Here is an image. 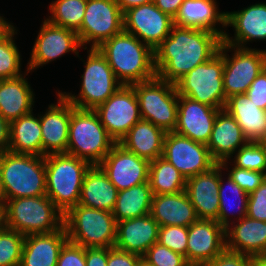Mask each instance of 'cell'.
Here are the masks:
<instances>
[{
    "label": "cell",
    "mask_w": 266,
    "mask_h": 266,
    "mask_svg": "<svg viewBox=\"0 0 266 266\" xmlns=\"http://www.w3.org/2000/svg\"><path fill=\"white\" fill-rule=\"evenodd\" d=\"M251 266H266V255L261 257H254Z\"/></svg>",
    "instance_id": "obj_55"
},
{
    "label": "cell",
    "mask_w": 266,
    "mask_h": 266,
    "mask_svg": "<svg viewBox=\"0 0 266 266\" xmlns=\"http://www.w3.org/2000/svg\"><path fill=\"white\" fill-rule=\"evenodd\" d=\"M6 226L23 236L48 234L64 226V214L47 196L8 199Z\"/></svg>",
    "instance_id": "obj_7"
},
{
    "label": "cell",
    "mask_w": 266,
    "mask_h": 266,
    "mask_svg": "<svg viewBox=\"0 0 266 266\" xmlns=\"http://www.w3.org/2000/svg\"><path fill=\"white\" fill-rule=\"evenodd\" d=\"M68 241L84 248L115 246L117 222L112 212L80 204L64 215Z\"/></svg>",
    "instance_id": "obj_8"
},
{
    "label": "cell",
    "mask_w": 266,
    "mask_h": 266,
    "mask_svg": "<svg viewBox=\"0 0 266 266\" xmlns=\"http://www.w3.org/2000/svg\"><path fill=\"white\" fill-rule=\"evenodd\" d=\"M87 50L84 71L81 74L78 94L57 89L75 108L94 110L104 103L120 87L121 83L109 66L105 56L98 48H82Z\"/></svg>",
    "instance_id": "obj_5"
},
{
    "label": "cell",
    "mask_w": 266,
    "mask_h": 266,
    "mask_svg": "<svg viewBox=\"0 0 266 266\" xmlns=\"http://www.w3.org/2000/svg\"><path fill=\"white\" fill-rule=\"evenodd\" d=\"M220 164L223 170L228 172L226 174L248 194L255 191L266 179V173L232 167L228 160L222 161Z\"/></svg>",
    "instance_id": "obj_42"
},
{
    "label": "cell",
    "mask_w": 266,
    "mask_h": 266,
    "mask_svg": "<svg viewBox=\"0 0 266 266\" xmlns=\"http://www.w3.org/2000/svg\"><path fill=\"white\" fill-rule=\"evenodd\" d=\"M174 19L163 13L154 2L123 12V30L136 36L153 51L170 34Z\"/></svg>",
    "instance_id": "obj_16"
},
{
    "label": "cell",
    "mask_w": 266,
    "mask_h": 266,
    "mask_svg": "<svg viewBox=\"0 0 266 266\" xmlns=\"http://www.w3.org/2000/svg\"><path fill=\"white\" fill-rule=\"evenodd\" d=\"M0 201H3V185H2V178H1V170H0Z\"/></svg>",
    "instance_id": "obj_58"
},
{
    "label": "cell",
    "mask_w": 266,
    "mask_h": 266,
    "mask_svg": "<svg viewBox=\"0 0 266 266\" xmlns=\"http://www.w3.org/2000/svg\"><path fill=\"white\" fill-rule=\"evenodd\" d=\"M233 155L228 159L232 166L266 173V157L259 142L249 141Z\"/></svg>",
    "instance_id": "obj_39"
},
{
    "label": "cell",
    "mask_w": 266,
    "mask_h": 266,
    "mask_svg": "<svg viewBox=\"0 0 266 266\" xmlns=\"http://www.w3.org/2000/svg\"><path fill=\"white\" fill-rule=\"evenodd\" d=\"M31 49L26 67L32 74L40 66L42 68L56 59L60 60L70 52L80 58L82 46L76 31L56 26L44 18Z\"/></svg>",
    "instance_id": "obj_13"
},
{
    "label": "cell",
    "mask_w": 266,
    "mask_h": 266,
    "mask_svg": "<svg viewBox=\"0 0 266 266\" xmlns=\"http://www.w3.org/2000/svg\"><path fill=\"white\" fill-rule=\"evenodd\" d=\"M264 50L238 48L224 43L223 89L226 100L233 95L246 93L263 70Z\"/></svg>",
    "instance_id": "obj_12"
},
{
    "label": "cell",
    "mask_w": 266,
    "mask_h": 266,
    "mask_svg": "<svg viewBox=\"0 0 266 266\" xmlns=\"http://www.w3.org/2000/svg\"><path fill=\"white\" fill-rule=\"evenodd\" d=\"M151 216L161 226L189 227L199 218L185 191L177 194L153 195Z\"/></svg>",
    "instance_id": "obj_29"
},
{
    "label": "cell",
    "mask_w": 266,
    "mask_h": 266,
    "mask_svg": "<svg viewBox=\"0 0 266 266\" xmlns=\"http://www.w3.org/2000/svg\"><path fill=\"white\" fill-rule=\"evenodd\" d=\"M222 42L223 38L215 32L174 24L170 34L154 50L156 76L175 84L216 55Z\"/></svg>",
    "instance_id": "obj_1"
},
{
    "label": "cell",
    "mask_w": 266,
    "mask_h": 266,
    "mask_svg": "<svg viewBox=\"0 0 266 266\" xmlns=\"http://www.w3.org/2000/svg\"><path fill=\"white\" fill-rule=\"evenodd\" d=\"M141 256L118 248H108L107 266H136Z\"/></svg>",
    "instance_id": "obj_48"
},
{
    "label": "cell",
    "mask_w": 266,
    "mask_h": 266,
    "mask_svg": "<svg viewBox=\"0 0 266 266\" xmlns=\"http://www.w3.org/2000/svg\"><path fill=\"white\" fill-rule=\"evenodd\" d=\"M225 249V228L217 221L198 219L188 227L187 262L191 266H205Z\"/></svg>",
    "instance_id": "obj_19"
},
{
    "label": "cell",
    "mask_w": 266,
    "mask_h": 266,
    "mask_svg": "<svg viewBox=\"0 0 266 266\" xmlns=\"http://www.w3.org/2000/svg\"><path fill=\"white\" fill-rule=\"evenodd\" d=\"M184 1L185 0H153L156 7L173 19L177 16Z\"/></svg>",
    "instance_id": "obj_50"
},
{
    "label": "cell",
    "mask_w": 266,
    "mask_h": 266,
    "mask_svg": "<svg viewBox=\"0 0 266 266\" xmlns=\"http://www.w3.org/2000/svg\"><path fill=\"white\" fill-rule=\"evenodd\" d=\"M224 43L219 52L207 62L196 66L176 83L178 95L201 104L224 109L226 96L223 89Z\"/></svg>",
    "instance_id": "obj_9"
},
{
    "label": "cell",
    "mask_w": 266,
    "mask_h": 266,
    "mask_svg": "<svg viewBox=\"0 0 266 266\" xmlns=\"http://www.w3.org/2000/svg\"><path fill=\"white\" fill-rule=\"evenodd\" d=\"M149 164L148 160L116 143L98 166L120 191L148 182Z\"/></svg>",
    "instance_id": "obj_17"
},
{
    "label": "cell",
    "mask_w": 266,
    "mask_h": 266,
    "mask_svg": "<svg viewBox=\"0 0 266 266\" xmlns=\"http://www.w3.org/2000/svg\"><path fill=\"white\" fill-rule=\"evenodd\" d=\"M136 266H153V265L148 263L145 259L141 257Z\"/></svg>",
    "instance_id": "obj_56"
},
{
    "label": "cell",
    "mask_w": 266,
    "mask_h": 266,
    "mask_svg": "<svg viewBox=\"0 0 266 266\" xmlns=\"http://www.w3.org/2000/svg\"><path fill=\"white\" fill-rule=\"evenodd\" d=\"M3 15L4 14H0V41L7 37L16 28V26H14V23H12L11 21L9 22V20L6 19Z\"/></svg>",
    "instance_id": "obj_52"
},
{
    "label": "cell",
    "mask_w": 266,
    "mask_h": 266,
    "mask_svg": "<svg viewBox=\"0 0 266 266\" xmlns=\"http://www.w3.org/2000/svg\"><path fill=\"white\" fill-rule=\"evenodd\" d=\"M224 109L237 121L249 141L266 137V111L254 104L245 93L227 98Z\"/></svg>",
    "instance_id": "obj_32"
},
{
    "label": "cell",
    "mask_w": 266,
    "mask_h": 266,
    "mask_svg": "<svg viewBox=\"0 0 266 266\" xmlns=\"http://www.w3.org/2000/svg\"><path fill=\"white\" fill-rule=\"evenodd\" d=\"M122 31L123 12L116 0H87L84 19L77 31L82 48H98Z\"/></svg>",
    "instance_id": "obj_11"
},
{
    "label": "cell",
    "mask_w": 266,
    "mask_h": 266,
    "mask_svg": "<svg viewBox=\"0 0 266 266\" xmlns=\"http://www.w3.org/2000/svg\"><path fill=\"white\" fill-rule=\"evenodd\" d=\"M0 170L4 202L46 195L45 157L7 151L0 154Z\"/></svg>",
    "instance_id": "obj_4"
},
{
    "label": "cell",
    "mask_w": 266,
    "mask_h": 266,
    "mask_svg": "<svg viewBox=\"0 0 266 266\" xmlns=\"http://www.w3.org/2000/svg\"><path fill=\"white\" fill-rule=\"evenodd\" d=\"M218 4L217 0H185L174 24L212 31L223 38L226 31V11H220Z\"/></svg>",
    "instance_id": "obj_25"
},
{
    "label": "cell",
    "mask_w": 266,
    "mask_h": 266,
    "mask_svg": "<svg viewBox=\"0 0 266 266\" xmlns=\"http://www.w3.org/2000/svg\"><path fill=\"white\" fill-rule=\"evenodd\" d=\"M142 258L153 266H191L185 256L162 246L158 242L152 245Z\"/></svg>",
    "instance_id": "obj_43"
},
{
    "label": "cell",
    "mask_w": 266,
    "mask_h": 266,
    "mask_svg": "<svg viewBox=\"0 0 266 266\" xmlns=\"http://www.w3.org/2000/svg\"><path fill=\"white\" fill-rule=\"evenodd\" d=\"M148 182L153 195L185 191L186 178L162 156L149 164Z\"/></svg>",
    "instance_id": "obj_36"
},
{
    "label": "cell",
    "mask_w": 266,
    "mask_h": 266,
    "mask_svg": "<svg viewBox=\"0 0 266 266\" xmlns=\"http://www.w3.org/2000/svg\"><path fill=\"white\" fill-rule=\"evenodd\" d=\"M224 173L223 167L219 164V213L217 222L226 228L231 223L247 216L249 194L236 184L228 174ZM227 192L232 195V200L228 197Z\"/></svg>",
    "instance_id": "obj_33"
},
{
    "label": "cell",
    "mask_w": 266,
    "mask_h": 266,
    "mask_svg": "<svg viewBox=\"0 0 266 266\" xmlns=\"http://www.w3.org/2000/svg\"><path fill=\"white\" fill-rule=\"evenodd\" d=\"M245 94L256 106L266 111V73L264 70L250 84Z\"/></svg>",
    "instance_id": "obj_47"
},
{
    "label": "cell",
    "mask_w": 266,
    "mask_h": 266,
    "mask_svg": "<svg viewBox=\"0 0 266 266\" xmlns=\"http://www.w3.org/2000/svg\"><path fill=\"white\" fill-rule=\"evenodd\" d=\"M17 28L0 41V80L20 77L27 71V68L21 71L22 53L15 40L19 32Z\"/></svg>",
    "instance_id": "obj_38"
},
{
    "label": "cell",
    "mask_w": 266,
    "mask_h": 266,
    "mask_svg": "<svg viewBox=\"0 0 266 266\" xmlns=\"http://www.w3.org/2000/svg\"><path fill=\"white\" fill-rule=\"evenodd\" d=\"M91 166L67 153L45 156L46 195L64 215L79 203L83 179Z\"/></svg>",
    "instance_id": "obj_3"
},
{
    "label": "cell",
    "mask_w": 266,
    "mask_h": 266,
    "mask_svg": "<svg viewBox=\"0 0 266 266\" xmlns=\"http://www.w3.org/2000/svg\"><path fill=\"white\" fill-rule=\"evenodd\" d=\"M108 248H85L86 266H107Z\"/></svg>",
    "instance_id": "obj_49"
},
{
    "label": "cell",
    "mask_w": 266,
    "mask_h": 266,
    "mask_svg": "<svg viewBox=\"0 0 266 266\" xmlns=\"http://www.w3.org/2000/svg\"><path fill=\"white\" fill-rule=\"evenodd\" d=\"M57 266H86L85 248L67 241L60 250Z\"/></svg>",
    "instance_id": "obj_45"
},
{
    "label": "cell",
    "mask_w": 266,
    "mask_h": 266,
    "mask_svg": "<svg viewBox=\"0 0 266 266\" xmlns=\"http://www.w3.org/2000/svg\"><path fill=\"white\" fill-rule=\"evenodd\" d=\"M226 249L252 258L266 255V221L248 216L225 228Z\"/></svg>",
    "instance_id": "obj_23"
},
{
    "label": "cell",
    "mask_w": 266,
    "mask_h": 266,
    "mask_svg": "<svg viewBox=\"0 0 266 266\" xmlns=\"http://www.w3.org/2000/svg\"><path fill=\"white\" fill-rule=\"evenodd\" d=\"M6 227V205L4 201H0V231Z\"/></svg>",
    "instance_id": "obj_54"
},
{
    "label": "cell",
    "mask_w": 266,
    "mask_h": 266,
    "mask_svg": "<svg viewBox=\"0 0 266 266\" xmlns=\"http://www.w3.org/2000/svg\"><path fill=\"white\" fill-rule=\"evenodd\" d=\"M115 144L94 110L72 105L67 154L98 165Z\"/></svg>",
    "instance_id": "obj_6"
},
{
    "label": "cell",
    "mask_w": 266,
    "mask_h": 266,
    "mask_svg": "<svg viewBox=\"0 0 266 266\" xmlns=\"http://www.w3.org/2000/svg\"><path fill=\"white\" fill-rule=\"evenodd\" d=\"M260 143V145L262 146L263 150H264V153H265V157H266V137L260 139L258 141Z\"/></svg>",
    "instance_id": "obj_57"
},
{
    "label": "cell",
    "mask_w": 266,
    "mask_h": 266,
    "mask_svg": "<svg viewBox=\"0 0 266 266\" xmlns=\"http://www.w3.org/2000/svg\"><path fill=\"white\" fill-rule=\"evenodd\" d=\"M165 135L163 129L141 119L119 141V144L138 157L151 162L163 155Z\"/></svg>",
    "instance_id": "obj_30"
},
{
    "label": "cell",
    "mask_w": 266,
    "mask_h": 266,
    "mask_svg": "<svg viewBox=\"0 0 266 266\" xmlns=\"http://www.w3.org/2000/svg\"><path fill=\"white\" fill-rule=\"evenodd\" d=\"M118 190L98 165L86 172L81 188L80 205L113 212Z\"/></svg>",
    "instance_id": "obj_31"
},
{
    "label": "cell",
    "mask_w": 266,
    "mask_h": 266,
    "mask_svg": "<svg viewBox=\"0 0 266 266\" xmlns=\"http://www.w3.org/2000/svg\"><path fill=\"white\" fill-rule=\"evenodd\" d=\"M247 216L266 221V179L248 197Z\"/></svg>",
    "instance_id": "obj_44"
},
{
    "label": "cell",
    "mask_w": 266,
    "mask_h": 266,
    "mask_svg": "<svg viewBox=\"0 0 266 266\" xmlns=\"http://www.w3.org/2000/svg\"><path fill=\"white\" fill-rule=\"evenodd\" d=\"M98 50L105 56L122 85L145 82L156 77L154 51L124 30L104 41Z\"/></svg>",
    "instance_id": "obj_2"
},
{
    "label": "cell",
    "mask_w": 266,
    "mask_h": 266,
    "mask_svg": "<svg viewBox=\"0 0 266 266\" xmlns=\"http://www.w3.org/2000/svg\"><path fill=\"white\" fill-rule=\"evenodd\" d=\"M122 12L138 7L140 5L148 4L153 2V0H116Z\"/></svg>",
    "instance_id": "obj_53"
},
{
    "label": "cell",
    "mask_w": 266,
    "mask_h": 266,
    "mask_svg": "<svg viewBox=\"0 0 266 266\" xmlns=\"http://www.w3.org/2000/svg\"><path fill=\"white\" fill-rule=\"evenodd\" d=\"M24 238L7 227L0 231V266H19Z\"/></svg>",
    "instance_id": "obj_40"
},
{
    "label": "cell",
    "mask_w": 266,
    "mask_h": 266,
    "mask_svg": "<svg viewBox=\"0 0 266 266\" xmlns=\"http://www.w3.org/2000/svg\"><path fill=\"white\" fill-rule=\"evenodd\" d=\"M229 26L234 31L233 36L227 31ZM258 41H266L265 1L243 7L241 10L226 11V31L223 43L238 48H252L250 43Z\"/></svg>",
    "instance_id": "obj_18"
},
{
    "label": "cell",
    "mask_w": 266,
    "mask_h": 266,
    "mask_svg": "<svg viewBox=\"0 0 266 266\" xmlns=\"http://www.w3.org/2000/svg\"><path fill=\"white\" fill-rule=\"evenodd\" d=\"M94 111L116 143L141 120L139 103L132 85L121 87Z\"/></svg>",
    "instance_id": "obj_14"
},
{
    "label": "cell",
    "mask_w": 266,
    "mask_h": 266,
    "mask_svg": "<svg viewBox=\"0 0 266 266\" xmlns=\"http://www.w3.org/2000/svg\"><path fill=\"white\" fill-rule=\"evenodd\" d=\"M152 199L149 182L118 191L112 212L116 222L150 214Z\"/></svg>",
    "instance_id": "obj_35"
},
{
    "label": "cell",
    "mask_w": 266,
    "mask_h": 266,
    "mask_svg": "<svg viewBox=\"0 0 266 266\" xmlns=\"http://www.w3.org/2000/svg\"><path fill=\"white\" fill-rule=\"evenodd\" d=\"M249 140L237 121L225 109L218 111L211 137L207 143L212 159L220 164L228 160Z\"/></svg>",
    "instance_id": "obj_26"
},
{
    "label": "cell",
    "mask_w": 266,
    "mask_h": 266,
    "mask_svg": "<svg viewBox=\"0 0 266 266\" xmlns=\"http://www.w3.org/2000/svg\"><path fill=\"white\" fill-rule=\"evenodd\" d=\"M252 257L225 249L205 266H251Z\"/></svg>",
    "instance_id": "obj_46"
},
{
    "label": "cell",
    "mask_w": 266,
    "mask_h": 266,
    "mask_svg": "<svg viewBox=\"0 0 266 266\" xmlns=\"http://www.w3.org/2000/svg\"><path fill=\"white\" fill-rule=\"evenodd\" d=\"M56 95L57 102L39 113L43 157L67 152L72 104L57 90Z\"/></svg>",
    "instance_id": "obj_20"
},
{
    "label": "cell",
    "mask_w": 266,
    "mask_h": 266,
    "mask_svg": "<svg viewBox=\"0 0 266 266\" xmlns=\"http://www.w3.org/2000/svg\"><path fill=\"white\" fill-rule=\"evenodd\" d=\"M67 241L65 226L52 233L25 236L19 266H57L60 250Z\"/></svg>",
    "instance_id": "obj_28"
},
{
    "label": "cell",
    "mask_w": 266,
    "mask_h": 266,
    "mask_svg": "<svg viewBox=\"0 0 266 266\" xmlns=\"http://www.w3.org/2000/svg\"><path fill=\"white\" fill-rule=\"evenodd\" d=\"M159 228L151 214L117 222L115 247L142 257L158 242Z\"/></svg>",
    "instance_id": "obj_24"
},
{
    "label": "cell",
    "mask_w": 266,
    "mask_h": 266,
    "mask_svg": "<svg viewBox=\"0 0 266 266\" xmlns=\"http://www.w3.org/2000/svg\"><path fill=\"white\" fill-rule=\"evenodd\" d=\"M86 4L87 0H52L45 19L56 26L77 32L84 19Z\"/></svg>",
    "instance_id": "obj_37"
},
{
    "label": "cell",
    "mask_w": 266,
    "mask_h": 266,
    "mask_svg": "<svg viewBox=\"0 0 266 266\" xmlns=\"http://www.w3.org/2000/svg\"><path fill=\"white\" fill-rule=\"evenodd\" d=\"M219 110L221 109L179 95L177 126L174 132L207 145Z\"/></svg>",
    "instance_id": "obj_21"
},
{
    "label": "cell",
    "mask_w": 266,
    "mask_h": 266,
    "mask_svg": "<svg viewBox=\"0 0 266 266\" xmlns=\"http://www.w3.org/2000/svg\"><path fill=\"white\" fill-rule=\"evenodd\" d=\"M0 80V115L9 123L32 112L35 106V93L26 76Z\"/></svg>",
    "instance_id": "obj_27"
},
{
    "label": "cell",
    "mask_w": 266,
    "mask_h": 266,
    "mask_svg": "<svg viewBox=\"0 0 266 266\" xmlns=\"http://www.w3.org/2000/svg\"><path fill=\"white\" fill-rule=\"evenodd\" d=\"M219 164L186 179L185 192L199 219L217 221L219 213Z\"/></svg>",
    "instance_id": "obj_22"
},
{
    "label": "cell",
    "mask_w": 266,
    "mask_h": 266,
    "mask_svg": "<svg viewBox=\"0 0 266 266\" xmlns=\"http://www.w3.org/2000/svg\"><path fill=\"white\" fill-rule=\"evenodd\" d=\"M139 103L141 119L149 121L165 132L177 126L178 92L176 85L159 79L132 84Z\"/></svg>",
    "instance_id": "obj_10"
},
{
    "label": "cell",
    "mask_w": 266,
    "mask_h": 266,
    "mask_svg": "<svg viewBox=\"0 0 266 266\" xmlns=\"http://www.w3.org/2000/svg\"><path fill=\"white\" fill-rule=\"evenodd\" d=\"M10 123L0 115V154L9 150Z\"/></svg>",
    "instance_id": "obj_51"
},
{
    "label": "cell",
    "mask_w": 266,
    "mask_h": 266,
    "mask_svg": "<svg viewBox=\"0 0 266 266\" xmlns=\"http://www.w3.org/2000/svg\"><path fill=\"white\" fill-rule=\"evenodd\" d=\"M188 227L170 225L159 228L158 243L185 256L187 260Z\"/></svg>",
    "instance_id": "obj_41"
},
{
    "label": "cell",
    "mask_w": 266,
    "mask_h": 266,
    "mask_svg": "<svg viewBox=\"0 0 266 266\" xmlns=\"http://www.w3.org/2000/svg\"><path fill=\"white\" fill-rule=\"evenodd\" d=\"M16 154L42 156V133L39 113L30 112L10 123L9 150Z\"/></svg>",
    "instance_id": "obj_34"
},
{
    "label": "cell",
    "mask_w": 266,
    "mask_h": 266,
    "mask_svg": "<svg viewBox=\"0 0 266 266\" xmlns=\"http://www.w3.org/2000/svg\"><path fill=\"white\" fill-rule=\"evenodd\" d=\"M263 70H264L265 73H266V49L264 50Z\"/></svg>",
    "instance_id": "obj_59"
},
{
    "label": "cell",
    "mask_w": 266,
    "mask_h": 266,
    "mask_svg": "<svg viewBox=\"0 0 266 266\" xmlns=\"http://www.w3.org/2000/svg\"><path fill=\"white\" fill-rule=\"evenodd\" d=\"M162 157L186 179L207 172L217 164L206 144L193 141L174 131L166 132Z\"/></svg>",
    "instance_id": "obj_15"
}]
</instances>
